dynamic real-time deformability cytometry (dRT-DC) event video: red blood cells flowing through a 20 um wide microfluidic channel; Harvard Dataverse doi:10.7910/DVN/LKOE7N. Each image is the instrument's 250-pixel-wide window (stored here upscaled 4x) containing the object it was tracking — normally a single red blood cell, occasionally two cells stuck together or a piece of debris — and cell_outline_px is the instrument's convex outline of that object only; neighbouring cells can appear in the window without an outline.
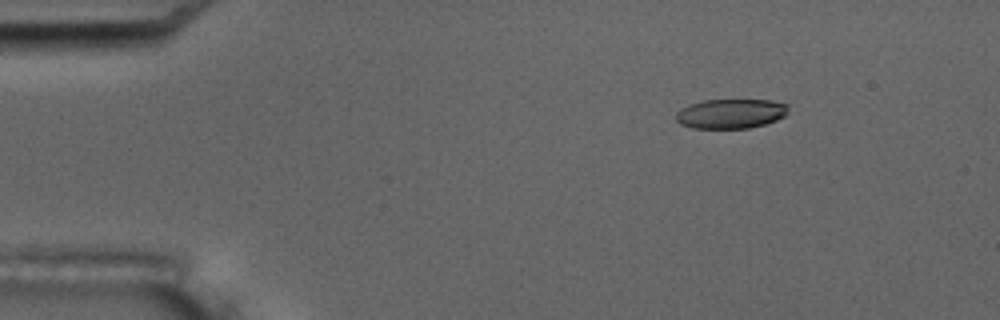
{"species": "common noctule bat (a hibernating species)", "species_latin": "Nyctalus noctula", "temperature_condition": "room temperature", "stored_images_in_passage": 8, "camera_frame_rate_fps": 3000, "um_per_image_px": 0.085, "animal": {"sex": "male", "body_mass_g": 17.5, "forearm_length_mm": 52.3}, "frame": {"image": 1, "passage_image": 3, "time_ms": 2.333, "image_size_px": [1000, 320], "cell_outline_px": [[788, 112], [784, 116], [776, 120], [764, 124], [748, 128], [692, 128], [680, 124], [676, 120], [676, 112], [680, 108], [688, 104], [704, 100], [768, 100], [788, 104]], "centroid_in_image_um": [62.08, 9.66], "position_along_channel_um": 22.9, "area_um2": 19.42}}